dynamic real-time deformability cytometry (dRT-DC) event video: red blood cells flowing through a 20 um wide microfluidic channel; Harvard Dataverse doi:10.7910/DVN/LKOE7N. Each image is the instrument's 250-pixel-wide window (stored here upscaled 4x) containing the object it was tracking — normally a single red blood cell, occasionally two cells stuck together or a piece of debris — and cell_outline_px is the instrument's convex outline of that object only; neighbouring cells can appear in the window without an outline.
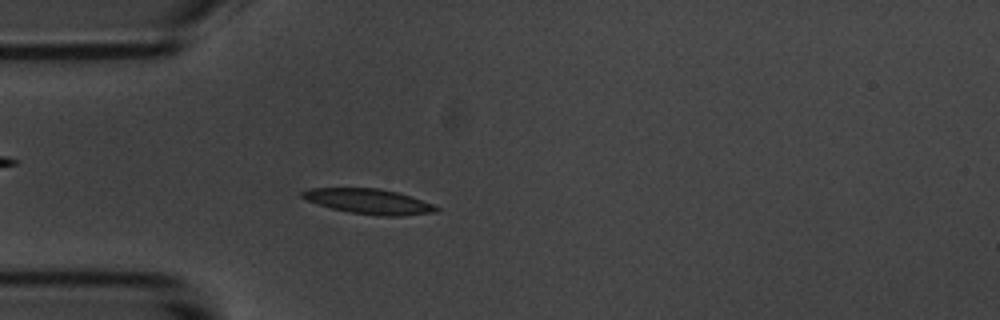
{"species": "common noctule bat (a hibernating species)", "species_latin": "Nyctalus noctula", "temperature_condition": "room temperature", "stored_images_in_passage": 4, "camera_frame_rate_fps": 3000, "um_per_image_px": 0.085, "animal": {"sex": "male", "body_mass_g": 20.1, "forearm_length_mm": 53.5}, "frame": {"image": 1, "passage_image": 4, "time_ms": 4.333, "image_size_px": [1000, 320], "cell_outline_px": [[440, 212], [404, 216], [380, 216], [352, 212], [332, 208], [308, 200], [300, 196], [300, 192], [308, 188], [376, 188], [396, 192], [432, 204], [440, 208]], "centroid_in_image_um": [31.38, 17.12], "position_along_channel_um": 53.6, "area_um2": 19.36}}